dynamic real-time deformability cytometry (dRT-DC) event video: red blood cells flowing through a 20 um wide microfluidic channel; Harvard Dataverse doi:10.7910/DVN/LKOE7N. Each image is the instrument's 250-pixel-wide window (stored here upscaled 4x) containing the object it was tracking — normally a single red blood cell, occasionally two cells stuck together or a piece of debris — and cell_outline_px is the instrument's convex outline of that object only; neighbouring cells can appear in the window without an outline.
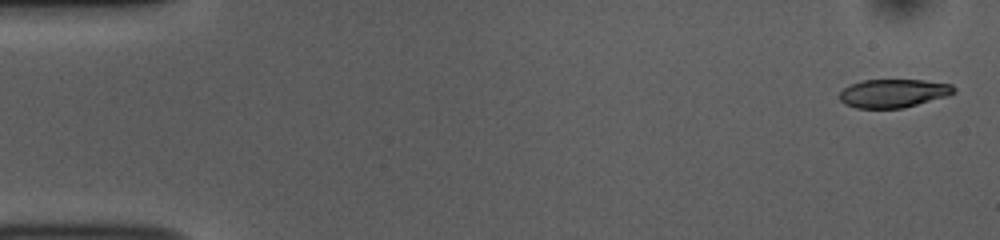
{"species": "common noctule bat (a hibernating species)", "species_latin": "Nyctalus noctula", "temperature_condition": "room temperature", "stored_images_in_passage": 52, "camera_frame_rate_fps": 3000, "um_per_image_px": 0.085, "animal": {"sex": "female", "body_mass_g": 10.0, "forearm_length_mm": 53.1}, "frame": {"image": 1, "passage_image": 1, "time_ms": 0.0, "image_size_px": [1000, 240], "cell_outline_px": [[956, 92], [948, 96], [904, 108], [856, 108], [844, 104], [840, 100], [840, 92], [844, 88], [852, 84], [864, 80], [924, 80], [952, 84], [956, 88]], "centroid_in_image_um": [75.97, 7.93], "position_along_channel_um": 9.0, "area_um2": 19.02}}
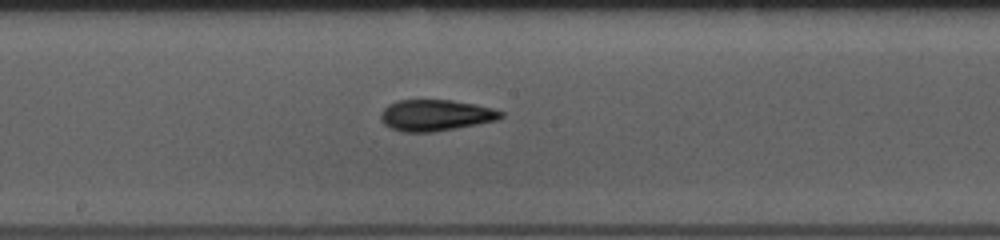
{"frame": {"image": 2, "passage_image": 27, "time_ms": 8.667, "image_size_px": [1000, 240], "cell_outline_px": [[504, 116], [496, 120], [456, 128], [432, 132], [404, 132], [392, 128], [384, 124], [380, 120], [380, 112], [388, 104], [396, 100], [452, 100], [476, 104], [492, 108], [504, 112]], "centroid_in_image_um": [37.0, 9.79], "position_along_channel_um": 211.2, "area_um2": 21.91}}
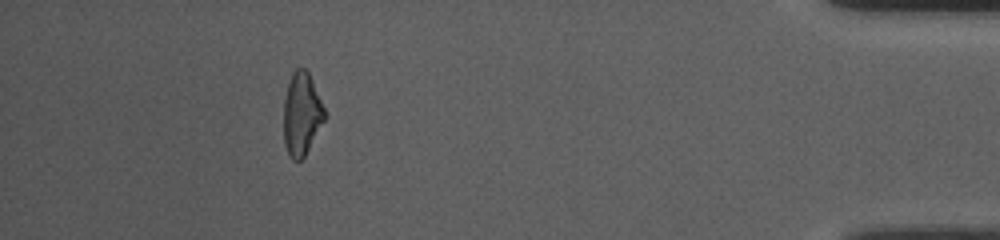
{"frame": {"image": 3, "passage_image": 47, "time_ms": 15.333, "image_size_px": [1000, 240], "cell_outline_px": [[328, 116], [304, 156], [300, 160], [292, 160], [284, 144], [284, 100], [288, 84], [292, 72], [296, 68], [304, 68], [308, 72], [312, 80]], "centroid_in_image_um": [25.66, 9.69], "position_along_channel_um": 409.5, "area_um2": 19.77}, "authors_computed_cell_mechanics": {"area_um2": 20.7213, "velocity_mm_per_s": 3.8096, "shape_relaxation_time_tau1_ms": 7.3631, "shape_relaxation_time_tau2_ms": 3.2552, "deformation_change_tau1": 0.2354, "deformation_change_tau2": 0.13}}